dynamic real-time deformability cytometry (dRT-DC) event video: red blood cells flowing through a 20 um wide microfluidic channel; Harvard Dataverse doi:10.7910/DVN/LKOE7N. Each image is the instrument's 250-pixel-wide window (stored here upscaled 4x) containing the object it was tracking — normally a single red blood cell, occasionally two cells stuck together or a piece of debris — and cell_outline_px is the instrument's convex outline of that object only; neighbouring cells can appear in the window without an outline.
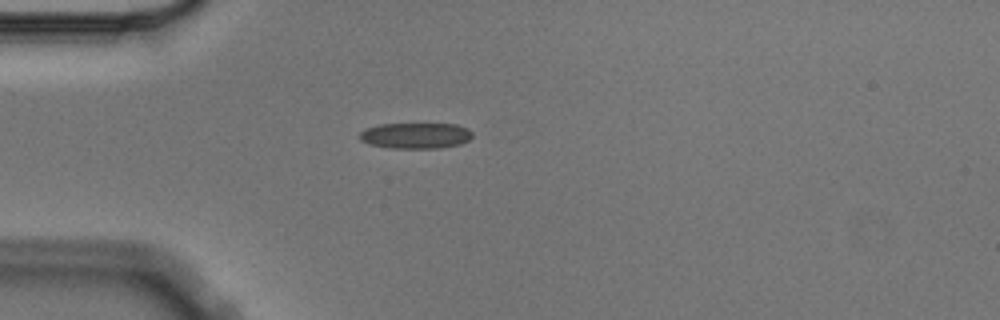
{"species": "Egyptian fruit bat (a non-hibernating species)", "species_latin": "Rousettus aegyptiacus", "temperature_condition": "cold", "stored_images_in_passage": 2, "camera_frame_rate_fps": 3000, "um_per_image_px": 0.085, "animal": {"sex": "male"}, "frame": {"image": 1, "passage_image": 2, "time_ms": 0.333, "image_size_px": [1000, 320], "cell_outline_px": [[472, 136], [468, 140], [460, 144], [440, 148], [392, 148], [368, 144], [360, 140], [360, 132], [364, 128], [380, 124], [456, 124], [468, 128], [472, 132]], "centroid_in_image_um": [35.32, 11.52], "position_along_channel_um": 49.7, "area_um2": 17.05}}